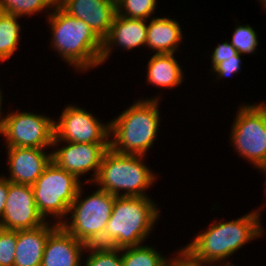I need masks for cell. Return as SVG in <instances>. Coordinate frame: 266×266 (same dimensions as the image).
Masks as SVG:
<instances>
[{
  "label": "cell",
  "instance_id": "6da1fadb",
  "mask_svg": "<svg viewBox=\"0 0 266 266\" xmlns=\"http://www.w3.org/2000/svg\"><path fill=\"white\" fill-rule=\"evenodd\" d=\"M51 32V48L78 72L101 64L103 41L82 20L65 12L58 4L46 16Z\"/></svg>",
  "mask_w": 266,
  "mask_h": 266
},
{
  "label": "cell",
  "instance_id": "7a4b0ae2",
  "mask_svg": "<svg viewBox=\"0 0 266 266\" xmlns=\"http://www.w3.org/2000/svg\"><path fill=\"white\" fill-rule=\"evenodd\" d=\"M261 209H255L232 221H214L185 247L212 266L221 261L224 264L242 246L263 236L265 229L261 224Z\"/></svg>",
  "mask_w": 266,
  "mask_h": 266
},
{
  "label": "cell",
  "instance_id": "3957f363",
  "mask_svg": "<svg viewBox=\"0 0 266 266\" xmlns=\"http://www.w3.org/2000/svg\"><path fill=\"white\" fill-rule=\"evenodd\" d=\"M160 95L134 101L110 120L109 148L119 154L146 155L160 130ZM111 137H113L111 139Z\"/></svg>",
  "mask_w": 266,
  "mask_h": 266
},
{
  "label": "cell",
  "instance_id": "277c9868",
  "mask_svg": "<svg viewBox=\"0 0 266 266\" xmlns=\"http://www.w3.org/2000/svg\"><path fill=\"white\" fill-rule=\"evenodd\" d=\"M150 198L116 197L102 236V246L121 249L146 241L161 212Z\"/></svg>",
  "mask_w": 266,
  "mask_h": 266
},
{
  "label": "cell",
  "instance_id": "5b68a950",
  "mask_svg": "<svg viewBox=\"0 0 266 266\" xmlns=\"http://www.w3.org/2000/svg\"><path fill=\"white\" fill-rule=\"evenodd\" d=\"M144 157L119 154L109 148L103 155L98 174L92 183L116 197L149 196L145 191L153 186L157 177L145 164Z\"/></svg>",
  "mask_w": 266,
  "mask_h": 266
},
{
  "label": "cell",
  "instance_id": "8992f818",
  "mask_svg": "<svg viewBox=\"0 0 266 266\" xmlns=\"http://www.w3.org/2000/svg\"><path fill=\"white\" fill-rule=\"evenodd\" d=\"M83 189L81 185L69 207L70 218L67 217L60 225L87 246H102V236L116 196L97 188L91 195L82 197Z\"/></svg>",
  "mask_w": 266,
  "mask_h": 266
},
{
  "label": "cell",
  "instance_id": "52a82bcc",
  "mask_svg": "<svg viewBox=\"0 0 266 266\" xmlns=\"http://www.w3.org/2000/svg\"><path fill=\"white\" fill-rule=\"evenodd\" d=\"M82 185L74 174L59 168L53 161L32 185L35 204L46 221L60 225L68 216L69 207ZM51 217L49 220L47 218Z\"/></svg>",
  "mask_w": 266,
  "mask_h": 266
},
{
  "label": "cell",
  "instance_id": "ba28073f",
  "mask_svg": "<svg viewBox=\"0 0 266 266\" xmlns=\"http://www.w3.org/2000/svg\"><path fill=\"white\" fill-rule=\"evenodd\" d=\"M231 128L234 151L257 169L266 160V102L240 105Z\"/></svg>",
  "mask_w": 266,
  "mask_h": 266
},
{
  "label": "cell",
  "instance_id": "9c48e42d",
  "mask_svg": "<svg viewBox=\"0 0 266 266\" xmlns=\"http://www.w3.org/2000/svg\"><path fill=\"white\" fill-rule=\"evenodd\" d=\"M10 112L4 115L0 126V136L5 137L6 147L54 149L55 119L28 111Z\"/></svg>",
  "mask_w": 266,
  "mask_h": 266
},
{
  "label": "cell",
  "instance_id": "30bf717a",
  "mask_svg": "<svg viewBox=\"0 0 266 266\" xmlns=\"http://www.w3.org/2000/svg\"><path fill=\"white\" fill-rule=\"evenodd\" d=\"M54 121L53 141L74 143H109L110 123H101L92 112L78 105H68Z\"/></svg>",
  "mask_w": 266,
  "mask_h": 266
},
{
  "label": "cell",
  "instance_id": "8fae6325",
  "mask_svg": "<svg viewBox=\"0 0 266 266\" xmlns=\"http://www.w3.org/2000/svg\"><path fill=\"white\" fill-rule=\"evenodd\" d=\"M62 143L66 144L62 146ZM62 147H61V146ZM52 161L61 169L74 174L79 180L81 176L93 171L92 178L84 181L91 183L95 180L104 153L109 149V143H74L68 141H53ZM57 146V147H56Z\"/></svg>",
  "mask_w": 266,
  "mask_h": 266
},
{
  "label": "cell",
  "instance_id": "7c38bea8",
  "mask_svg": "<svg viewBox=\"0 0 266 266\" xmlns=\"http://www.w3.org/2000/svg\"><path fill=\"white\" fill-rule=\"evenodd\" d=\"M45 222L37 210L32 186L10 182L0 228L26 230L39 227Z\"/></svg>",
  "mask_w": 266,
  "mask_h": 266
},
{
  "label": "cell",
  "instance_id": "4fadbf2b",
  "mask_svg": "<svg viewBox=\"0 0 266 266\" xmlns=\"http://www.w3.org/2000/svg\"><path fill=\"white\" fill-rule=\"evenodd\" d=\"M10 182L33 185L52 161V152L47 148L6 147Z\"/></svg>",
  "mask_w": 266,
  "mask_h": 266
},
{
  "label": "cell",
  "instance_id": "5bb4252c",
  "mask_svg": "<svg viewBox=\"0 0 266 266\" xmlns=\"http://www.w3.org/2000/svg\"><path fill=\"white\" fill-rule=\"evenodd\" d=\"M68 14L84 21L103 41L117 13L114 0H57Z\"/></svg>",
  "mask_w": 266,
  "mask_h": 266
},
{
  "label": "cell",
  "instance_id": "9a60e30c",
  "mask_svg": "<svg viewBox=\"0 0 266 266\" xmlns=\"http://www.w3.org/2000/svg\"><path fill=\"white\" fill-rule=\"evenodd\" d=\"M148 20L128 18L116 13L108 36L103 40L101 65L109 59L114 46L120 49L132 50L146 45Z\"/></svg>",
  "mask_w": 266,
  "mask_h": 266
},
{
  "label": "cell",
  "instance_id": "2e32d148",
  "mask_svg": "<svg viewBox=\"0 0 266 266\" xmlns=\"http://www.w3.org/2000/svg\"><path fill=\"white\" fill-rule=\"evenodd\" d=\"M86 248V244L59 225L47 239L41 266H82Z\"/></svg>",
  "mask_w": 266,
  "mask_h": 266
},
{
  "label": "cell",
  "instance_id": "e0dca14e",
  "mask_svg": "<svg viewBox=\"0 0 266 266\" xmlns=\"http://www.w3.org/2000/svg\"><path fill=\"white\" fill-rule=\"evenodd\" d=\"M58 226L46 221L33 229L18 230L14 266H41L47 239Z\"/></svg>",
  "mask_w": 266,
  "mask_h": 266
},
{
  "label": "cell",
  "instance_id": "ac0fdd59",
  "mask_svg": "<svg viewBox=\"0 0 266 266\" xmlns=\"http://www.w3.org/2000/svg\"><path fill=\"white\" fill-rule=\"evenodd\" d=\"M149 20L145 47L155 51L156 54H176L183 41L180 23L176 19L165 16H156Z\"/></svg>",
  "mask_w": 266,
  "mask_h": 266
},
{
  "label": "cell",
  "instance_id": "d6986e66",
  "mask_svg": "<svg viewBox=\"0 0 266 266\" xmlns=\"http://www.w3.org/2000/svg\"><path fill=\"white\" fill-rule=\"evenodd\" d=\"M174 53L152 54L147 62V83L156 88H176L184 82V71Z\"/></svg>",
  "mask_w": 266,
  "mask_h": 266
},
{
  "label": "cell",
  "instance_id": "ffe728a7",
  "mask_svg": "<svg viewBox=\"0 0 266 266\" xmlns=\"http://www.w3.org/2000/svg\"><path fill=\"white\" fill-rule=\"evenodd\" d=\"M19 16L0 12V62H5L14 55L20 42L21 24Z\"/></svg>",
  "mask_w": 266,
  "mask_h": 266
},
{
  "label": "cell",
  "instance_id": "44dd1931",
  "mask_svg": "<svg viewBox=\"0 0 266 266\" xmlns=\"http://www.w3.org/2000/svg\"><path fill=\"white\" fill-rule=\"evenodd\" d=\"M148 244L121 248L123 266H162L167 262L166 256Z\"/></svg>",
  "mask_w": 266,
  "mask_h": 266
},
{
  "label": "cell",
  "instance_id": "7402d4cb",
  "mask_svg": "<svg viewBox=\"0 0 266 266\" xmlns=\"http://www.w3.org/2000/svg\"><path fill=\"white\" fill-rule=\"evenodd\" d=\"M56 4L57 0H0V12L19 17L27 15L31 17L46 10L45 12L49 15Z\"/></svg>",
  "mask_w": 266,
  "mask_h": 266
},
{
  "label": "cell",
  "instance_id": "603a6c76",
  "mask_svg": "<svg viewBox=\"0 0 266 266\" xmlns=\"http://www.w3.org/2000/svg\"><path fill=\"white\" fill-rule=\"evenodd\" d=\"M85 252L89 254L82 263L83 266H123L121 249L88 245Z\"/></svg>",
  "mask_w": 266,
  "mask_h": 266
},
{
  "label": "cell",
  "instance_id": "cb8c5ba5",
  "mask_svg": "<svg viewBox=\"0 0 266 266\" xmlns=\"http://www.w3.org/2000/svg\"><path fill=\"white\" fill-rule=\"evenodd\" d=\"M157 4V0H118L116 9L123 17L148 20L155 14Z\"/></svg>",
  "mask_w": 266,
  "mask_h": 266
},
{
  "label": "cell",
  "instance_id": "d4e9b609",
  "mask_svg": "<svg viewBox=\"0 0 266 266\" xmlns=\"http://www.w3.org/2000/svg\"><path fill=\"white\" fill-rule=\"evenodd\" d=\"M258 33L250 25H239L235 27L231 41V45L238 51L239 54H252L256 52L259 46Z\"/></svg>",
  "mask_w": 266,
  "mask_h": 266
},
{
  "label": "cell",
  "instance_id": "484cf974",
  "mask_svg": "<svg viewBox=\"0 0 266 266\" xmlns=\"http://www.w3.org/2000/svg\"><path fill=\"white\" fill-rule=\"evenodd\" d=\"M17 231L0 228V266H14Z\"/></svg>",
  "mask_w": 266,
  "mask_h": 266
},
{
  "label": "cell",
  "instance_id": "4316f807",
  "mask_svg": "<svg viewBox=\"0 0 266 266\" xmlns=\"http://www.w3.org/2000/svg\"><path fill=\"white\" fill-rule=\"evenodd\" d=\"M241 54L228 58H219V64H217L210 72L216 75L215 78L223 79L229 77L232 74H238L241 71Z\"/></svg>",
  "mask_w": 266,
  "mask_h": 266
},
{
  "label": "cell",
  "instance_id": "83f0119b",
  "mask_svg": "<svg viewBox=\"0 0 266 266\" xmlns=\"http://www.w3.org/2000/svg\"><path fill=\"white\" fill-rule=\"evenodd\" d=\"M175 254L176 255H174L172 258H168V261L172 264V266H212L202 259L196 257L185 246L180 248Z\"/></svg>",
  "mask_w": 266,
  "mask_h": 266
},
{
  "label": "cell",
  "instance_id": "f1b7e54d",
  "mask_svg": "<svg viewBox=\"0 0 266 266\" xmlns=\"http://www.w3.org/2000/svg\"><path fill=\"white\" fill-rule=\"evenodd\" d=\"M238 51L231 45L230 42L225 41L222 44H218L211 54V69L219 64V58H228L238 55Z\"/></svg>",
  "mask_w": 266,
  "mask_h": 266
},
{
  "label": "cell",
  "instance_id": "f546056e",
  "mask_svg": "<svg viewBox=\"0 0 266 266\" xmlns=\"http://www.w3.org/2000/svg\"><path fill=\"white\" fill-rule=\"evenodd\" d=\"M10 181L3 175H0V220L3 215L5 203L7 201V194L9 191Z\"/></svg>",
  "mask_w": 266,
  "mask_h": 266
},
{
  "label": "cell",
  "instance_id": "4dcf8cb0",
  "mask_svg": "<svg viewBox=\"0 0 266 266\" xmlns=\"http://www.w3.org/2000/svg\"><path fill=\"white\" fill-rule=\"evenodd\" d=\"M1 88V87H0ZM3 94H2V91H1V89H0V126H1V124H2V121H3V115H5L4 114V111H2V100H3V96H2Z\"/></svg>",
  "mask_w": 266,
  "mask_h": 266
},
{
  "label": "cell",
  "instance_id": "1f68e13d",
  "mask_svg": "<svg viewBox=\"0 0 266 266\" xmlns=\"http://www.w3.org/2000/svg\"><path fill=\"white\" fill-rule=\"evenodd\" d=\"M259 172L262 171L263 174L266 175V160L257 168ZM261 170V171H260ZM266 183V182H265ZM266 188V187H265ZM266 190V189H265ZM266 193V192H265ZM266 195V194H265Z\"/></svg>",
  "mask_w": 266,
  "mask_h": 266
},
{
  "label": "cell",
  "instance_id": "d6a6232c",
  "mask_svg": "<svg viewBox=\"0 0 266 266\" xmlns=\"http://www.w3.org/2000/svg\"><path fill=\"white\" fill-rule=\"evenodd\" d=\"M228 260H229V259H227V260H226L227 262H225L224 264L221 265V264L219 263V264L216 265V266H236V265L232 264V262L230 263V261H228Z\"/></svg>",
  "mask_w": 266,
  "mask_h": 266
},
{
  "label": "cell",
  "instance_id": "836d02e7",
  "mask_svg": "<svg viewBox=\"0 0 266 266\" xmlns=\"http://www.w3.org/2000/svg\"><path fill=\"white\" fill-rule=\"evenodd\" d=\"M259 3L262 4V8L266 10V0H259Z\"/></svg>",
  "mask_w": 266,
  "mask_h": 266
},
{
  "label": "cell",
  "instance_id": "e575fe53",
  "mask_svg": "<svg viewBox=\"0 0 266 266\" xmlns=\"http://www.w3.org/2000/svg\"><path fill=\"white\" fill-rule=\"evenodd\" d=\"M162 266H172V264L167 260V262Z\"/></svg>",
  "mask_w": 266,
  "mask_h": 266
}]
</instances>
